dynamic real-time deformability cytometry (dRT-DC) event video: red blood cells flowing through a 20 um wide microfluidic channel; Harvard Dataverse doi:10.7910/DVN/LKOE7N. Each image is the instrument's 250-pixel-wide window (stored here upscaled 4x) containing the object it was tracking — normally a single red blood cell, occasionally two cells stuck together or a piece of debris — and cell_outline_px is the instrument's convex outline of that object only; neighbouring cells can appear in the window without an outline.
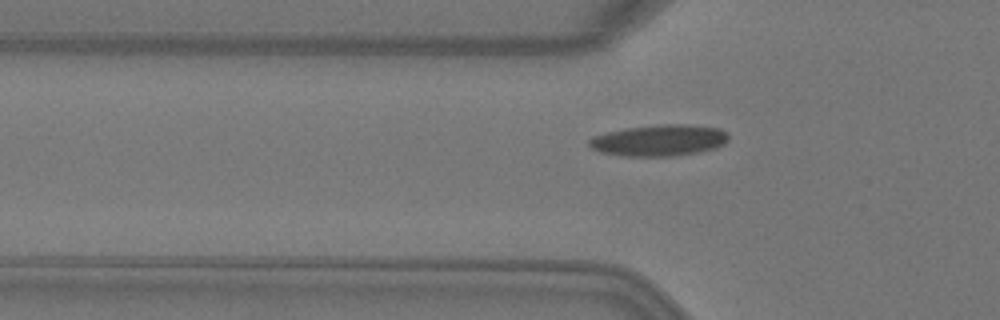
{"species": "Egyptian fruit bat (a non-hibernating species)", "species_latin": "Rousettus aegyptiacus", "temperature_condition": "warm", "stored_images_in_passage": 5, "segment_of_instrument_passage": [2, 2], "camera_frame_rate_fps": 3000, "um_per_image_px": 0.085, "animal": {"sex": "female"}, "frame": {"image": 1, "passage_image": 5, "time_ms": 1.333, "image_size_px": [1000, 320], "cell_outline_px": [[728, 140], [724, 144], [716, 148], [700, 152], [672, 156], [620, 156], [600, 152], [592, 148], [588, 144], [588, 140], [592, 136], [608, 132], [628, 128], [660, 124], [684, 124], [720, 128], [728, 132]], "centroid_in_image_um": [56.05, 11.93], "position_along_channel_um": 69.8, "area_um2": 25.61}}